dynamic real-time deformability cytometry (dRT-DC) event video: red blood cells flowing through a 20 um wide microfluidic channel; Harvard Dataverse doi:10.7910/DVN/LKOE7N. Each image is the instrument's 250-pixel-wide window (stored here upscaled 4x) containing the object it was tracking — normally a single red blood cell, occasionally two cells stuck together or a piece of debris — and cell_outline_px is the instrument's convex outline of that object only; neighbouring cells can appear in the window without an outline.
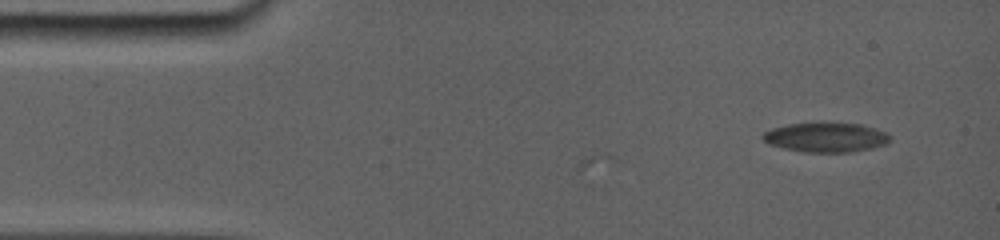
{"species": "common noctule bat (a hibernating species)", "species_latin": "Nyctalus noctula", "temperature_condition": "room temperature", "stored_images_in_passage": 13, "camera_frame_rate_fps": 5000, "um_per_image_px": 0.085, "animal": {"sex": "female", "body_mass_g": 19.0, "forearm_length_mm": 56.7}, "frame": {"image": 1, "passage_image": 1, "time_ms": 0.0, "image_size_px": [1000, 240], "cell_outline_px": [[888, 140], [876, 144], [836, 152], [820, 152], [792, 148], [776, 144], [764, 140], [764, 132], [772, 128], [792, 124], [856, 124], [872, 128], [884, 132], [888, 136]], "centroid_in_image_um": [70.11, 11.63], "position_along_channel_um": 14.9, "area_um2": 19.42}}
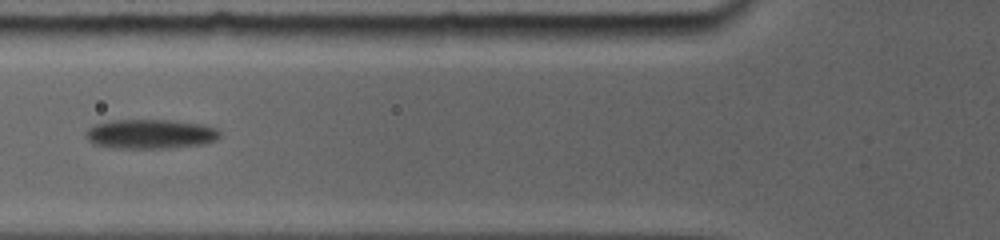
{"frame": {"image": 2, "passage_image": 9, "time_ms": 5.2, "image_size_px": [1000, 240], "cell_outline_px": [[220, 136], [212, 140], [196, 144], [152, 148], [124, 148], [100, 144], [92, 140], [88, 136], [88, 132], [96, 124], [116, 120], [168, 120], [196, 124], [212, 128]], "centroid_in_image_um": [12.76, 11.37], "position_along_channel_um": 113.0, "area_um2": 21.27}}
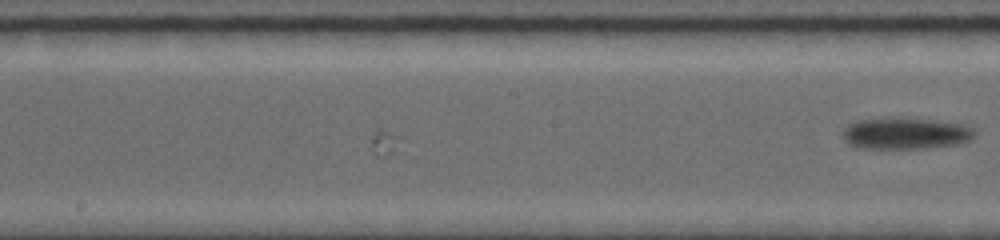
{"frame": {"image": 3, "passage_image": 13, "time_ms": 6.8, "image_size_px": [1000, 240], "cell_outline_px": [[972, 136], [968, 140], [952, 144], [908, 148], [864, 148], [852, 144], [844, 136], [844, 132], [852, 124], [860, 120], [928, 120], [956, 124], [972, 132]], "centroid_in_image_um": [76.9, 11.37], "position_along_channel_um": 171.3, "area_um2": 21.73}}